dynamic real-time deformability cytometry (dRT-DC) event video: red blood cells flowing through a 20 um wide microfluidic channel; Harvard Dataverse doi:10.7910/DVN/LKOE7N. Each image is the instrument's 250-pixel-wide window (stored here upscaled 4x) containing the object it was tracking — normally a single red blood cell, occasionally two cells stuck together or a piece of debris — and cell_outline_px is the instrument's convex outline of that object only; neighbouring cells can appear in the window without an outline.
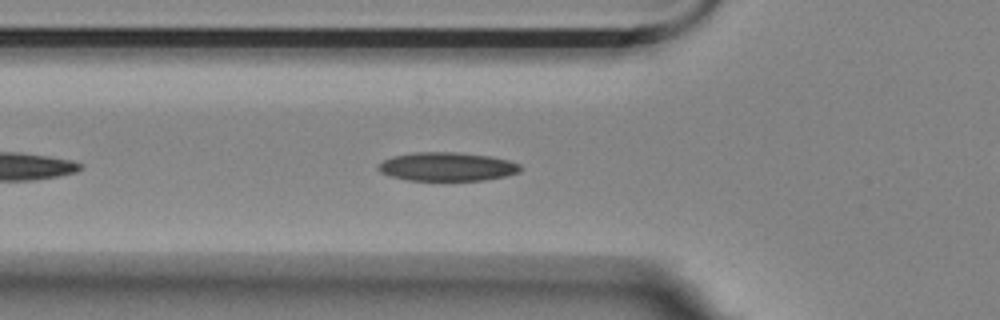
{"species": "Egyptian fruit bat (a non-hibernating species)", "species_latin": "Rousettus aegyptiacus", "temperature_condition": "room temperature", "stored_images_in_passage": 28, "camera_frame_rate_fps": 3000, "um_per_image_px": 0.085, "animal": {"sex": "female"}, "frame": {"image": 1, "passage_image": 7, "time_ms": 2.0, "image_size_px": [1000, 320], "cell_outline_px": [[524, 168], [520, 172], [504, 176], [484, 180], [408, 180], [388, 176], [380, 172], [376, 168], [384, 160], [392, 156], [416, 152], [456, 152], [488, 156], [508, 160], [520, 164]], "centroid_in_image_um": [38.0, 14.17], "position_along_channel_um": 87.8, "area_um2": 23.76}}
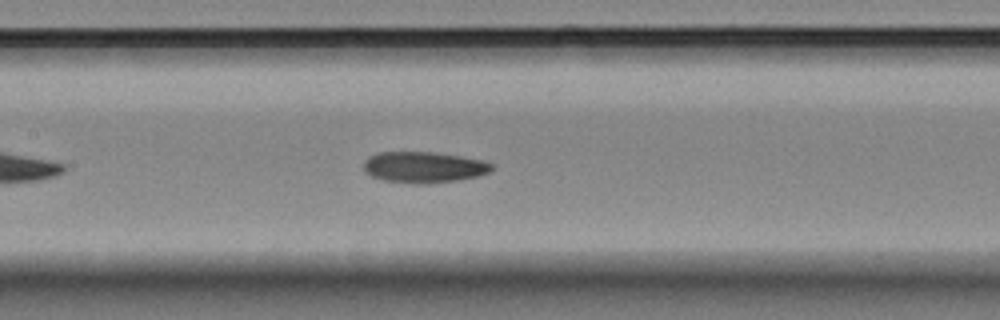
{"frame": {"image": 2, "passage_image": 14, "time_ms": 4.333, "image_size_px": [1000, 320], "cell_outline_px": [[492, 168], [488, 172], [480, 176], [456, 180], [428, 184], [412, 184], [384, 180], [372, 176], [364, 168], [364, 160], [368, 156], [376, 152], [432, 152], [460, 156], [480, 160], [492, 164]], "centroid_in_image_um": [35.99, 14.21], "position_along_channel_um": 171.4, "area_um2": 23.12}}
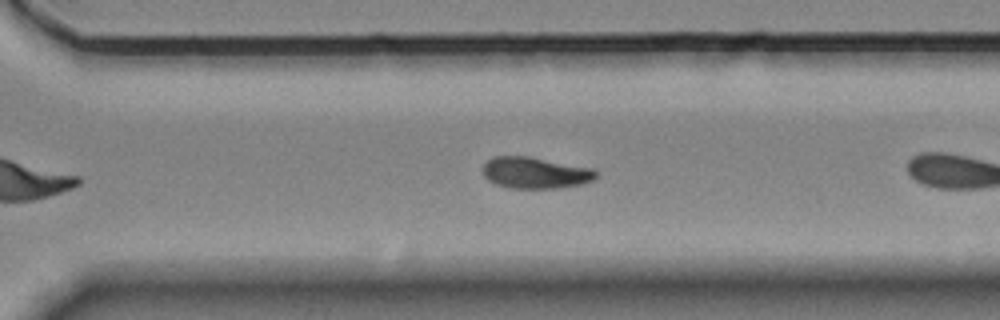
{"frame": {"image": 3, "passage_image": 24, "time_ms": 7.667, "image_size_px": [1000, 320], "cell_outline_px": [[596, 176], [592, 180], [580, 184], [556, 188], [508, 188], [496, 184], [488, 180], [484, 176], [484, 164], [492, 156], [528, 156], [592, 168], [596, 172]], "centroid_in_image_um": [45.46, 14.68], "position_along_channel_um": 325.1, "area_um2": 20.52}}